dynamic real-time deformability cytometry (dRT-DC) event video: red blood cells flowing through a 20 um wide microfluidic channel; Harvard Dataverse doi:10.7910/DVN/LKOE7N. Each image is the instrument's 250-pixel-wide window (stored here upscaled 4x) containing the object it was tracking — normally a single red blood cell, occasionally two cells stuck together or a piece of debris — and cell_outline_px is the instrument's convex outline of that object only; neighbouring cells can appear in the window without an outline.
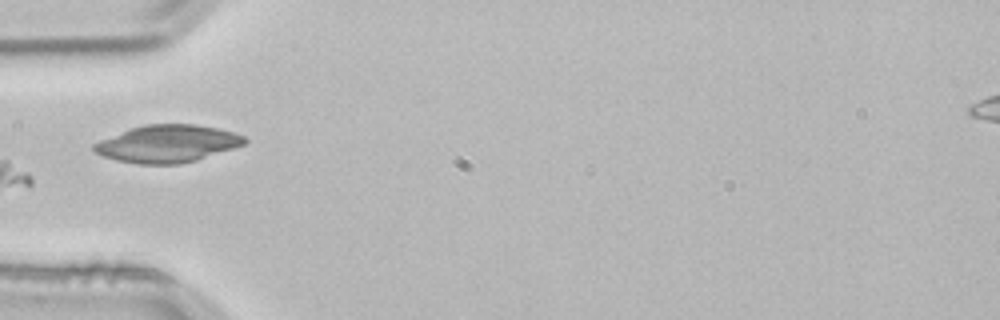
{"species": "common noctule bat (a hibernating species)", "species_latin": "Nyctalus noctula", "temperature_condition": "room temperature", "stored_images_in_passage": 4, "segment_of_instrument_passage": [2, 2], "camera_frame_rate_fps": 3000, "um_per_image_px": 0.085, "animal": {"sex": "male", "body_mass_g": 21.5, "forearm_length_mm": 52.0}, "frame": {"image": 1, "passage_image": 4, "time_ms": 1.0, "image_size_px": [1000, 320], "cell_outline_px": [[248, 140], [244, 144], [196, 160], [180, 164], [136, 164], [116, 160], [104, 156], [96, 152], [92, 148], [92, 144], [100, 140], [128, 128], [144, 124], [196, 124], [220, 128], [244, 136]], "centroid_in_image_um": [14.2, 12.2], "position_along_channel_um": 70.8, "area_um2": 32.83}}